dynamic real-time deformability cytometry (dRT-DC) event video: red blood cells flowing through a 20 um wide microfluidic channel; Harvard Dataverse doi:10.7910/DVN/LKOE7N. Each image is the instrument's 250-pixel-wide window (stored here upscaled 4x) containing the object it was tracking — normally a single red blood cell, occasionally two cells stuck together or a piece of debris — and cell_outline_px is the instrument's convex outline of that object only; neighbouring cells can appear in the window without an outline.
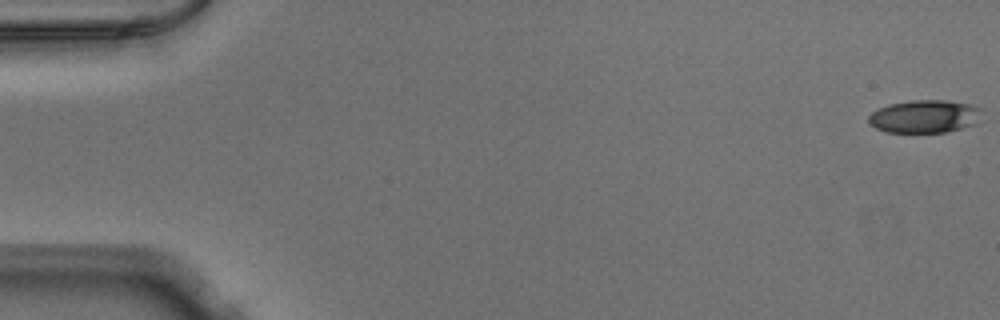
{"species": "Egyptian fruit bat (a non-hibernating species)", "species_latin": "Rousettus aegyptiacus", "temperature_condition": "warm", "stored_images_in_passage": 52, "camera_frame_rate_fps": 3000, "um_per_image_px": 0.085, "animal": {"sex": "male"}, "frame": {"image": 1, "passage_image": 1, "time_ms": 0.0, "image_size_px": [1000, 320], "cell_outline_px": [[980, 108], [976, 124], [948, 132], [888, 132], [876, 128], [868, 124], [868, 116], [872, 112], [888, 104], [912, 100], [944, 100], [968, 104]], "centroid_in_image_um": [78.54, 9.9], "position_along_channel_um": 6.5, "area_um2": 21.56}}
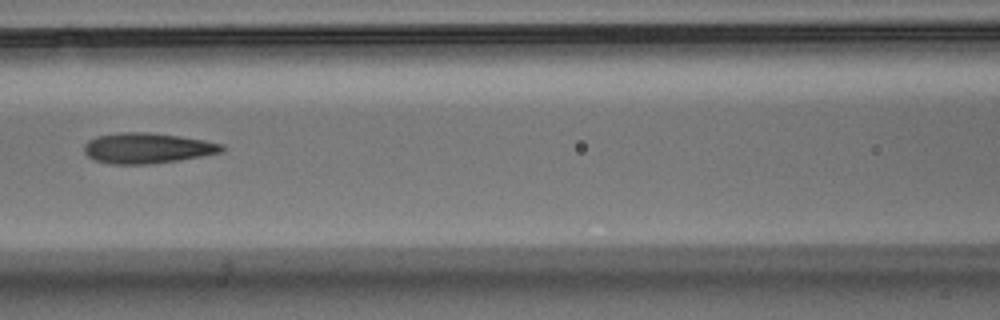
{"frame": {"image": 2, "passage_image": 24, "time_ms": 7.667, "image_size_px": [1000, 320], "cell_outline_px": [[228, 148], [224, 152], [180, 160], [152, 164], [112, 164], [92, 160], [84, 152], [84, 144], [88, 140], [96, 136], [120, 132], [148, 132], [180, 136], [204, 140], [224, 144]], "centroid_in_image_um": [12.54, 12.59], "position_along_channel_um": 154.1, "area_um2": 24.85}}
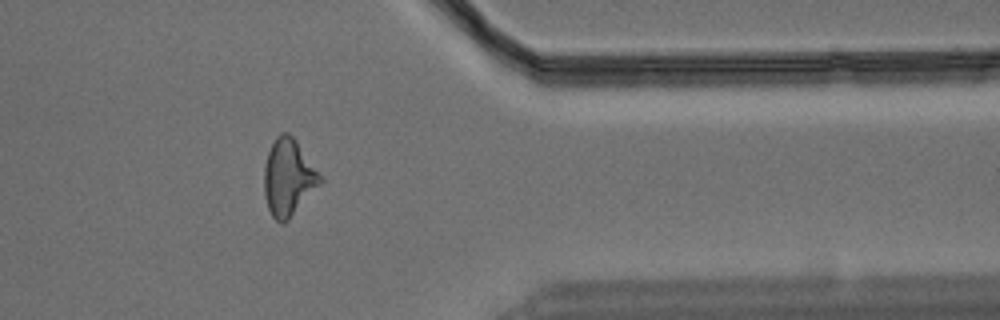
{"frame": {"image": 3, "passage_image": 43, "time_ms": 14.0, "image_size_px": [1000, 320], "cell_outline_px": [[324, 180], [288, 220], [284, 224], [280, 224], [272, 216], [268, 208], [264, 196], [264, 168], [268, 152], [276, 136], [280, 132], [288, 132], [296, 140]], "centroid_in_image_um": [24.5, 15.09], "position_along_channel_um": 386.9, "area_um2": 24.91}}